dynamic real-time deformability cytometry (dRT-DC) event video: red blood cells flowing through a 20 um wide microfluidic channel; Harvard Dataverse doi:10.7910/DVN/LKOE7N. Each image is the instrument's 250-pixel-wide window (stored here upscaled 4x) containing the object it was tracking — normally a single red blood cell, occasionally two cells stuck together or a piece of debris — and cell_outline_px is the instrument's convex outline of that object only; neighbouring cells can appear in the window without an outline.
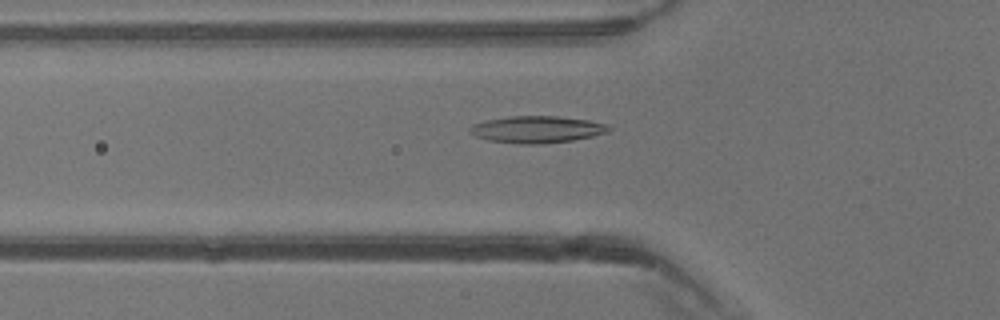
{"species": "common noctule bat (a hibernating species)", "species_latin": "Nyctalus noctula", "temperature_condition": "warm", "stored_images_in_passage": 40, "camera_frame_rate_fps": 3000, "um_per_image_px": 0.085, "animal": {"sex": "male", "body_mass_g": 13.3}, "frame": {"image": 1, "passage_image": 14, "time_ms": 4.333, "image_size_px": [1000, 320], "cell_outline_px": [[612, 128], [608, 132], [592, 136], [572, 140], [536, 144], [520, 144], [488, 140], [476, 136], [468, 132], [468, 128], [472, 124], [484, 120], [508, 116], [556, 116], [588, 120], [608, 124]], "centroid_in_image_um": [45.6, 10.99], "position_along_channel_um": 80.2, "area_um2": 21.85}}
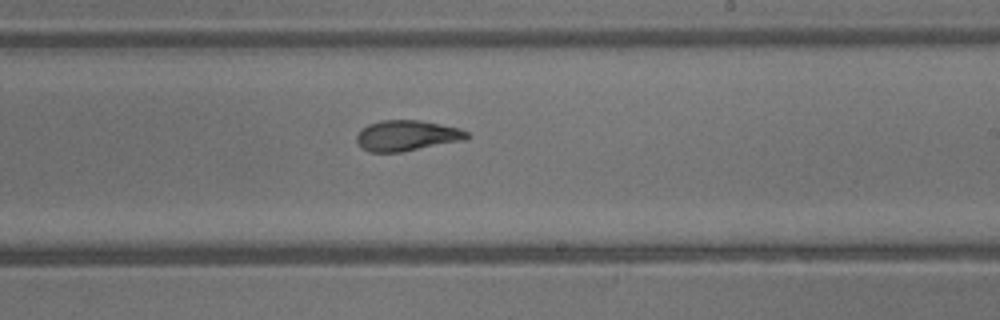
{"frame": {"image": 2, "passage_image": 24, "time_ms": 7.667, "image_size_px": [1000, 320], "cell_outline_px": [[472, 136], [464, 140], [400, 152], [372, 152], [364, 148], [356, 140], [356, 136], [368, 124], [380, 120], [420, 120], [460, 128], [468, 132]], "centroid_in_image_um": [34.63, 11.51], "position_along_channel_um": 254.4, "area_um2": 19.48}}
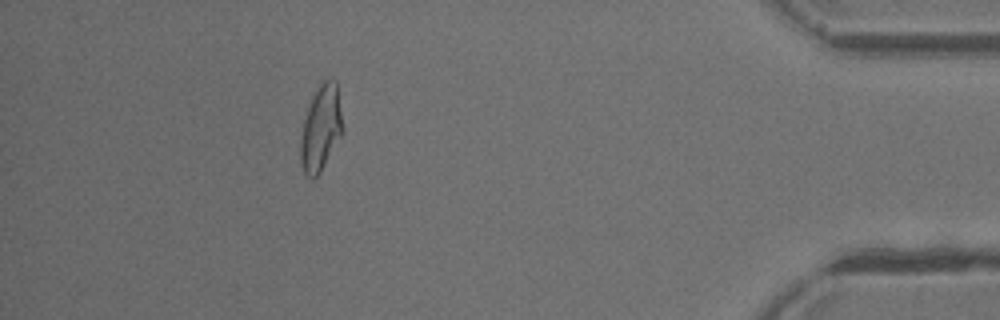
{"frame": {"image": 3, "passage_image": 36, "time_ms": 11.667, "image_size_px": [1000, 320], "cell_outline_px": [[344, 132], [320, 172], [312, 180], [304, 172], [300, 164], [300, 136], [304, 120], [312, 96], [316, 88], [324, 80], [336, 80], [344, 128]], "centroid_in_image_um": [27.28, 10.91], "position_along_channel_um": 407.9, "area_um2": 21.15}}